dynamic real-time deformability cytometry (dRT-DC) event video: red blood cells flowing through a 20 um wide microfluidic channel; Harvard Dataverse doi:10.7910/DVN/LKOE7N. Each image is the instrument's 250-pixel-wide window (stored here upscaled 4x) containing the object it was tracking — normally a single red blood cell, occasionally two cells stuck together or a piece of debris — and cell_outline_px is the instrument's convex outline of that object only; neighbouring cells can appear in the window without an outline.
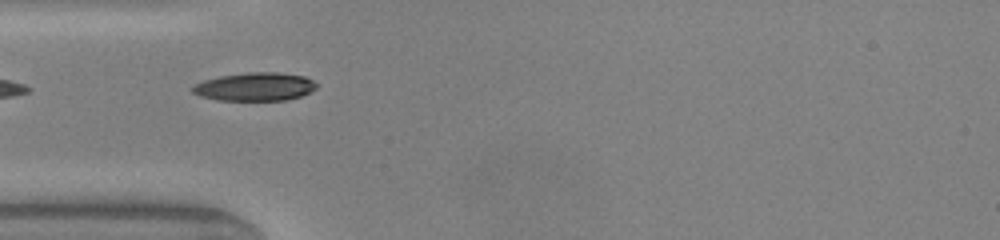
{"species": "common noctule bat (a hibernating species)", "species_latin": "Nyctalus noctula", "temperature_condition": "warm", "stored_images_in_passage": 6, "camera_frame_rate_fps": 3000, "um_per_image_px": 0.085, "animal": {"sex": "male", "body_mass_g": 20.0, "forearm_length_mm": 53.3}, "frame": {"image": 1, "passage_image": 1, "time_ms": 0.0, "image_size_px": [1000, 240], "cell_outline_px": [[316, 88], [300, 96], [284, 100], [220, 100], [200, 96], [192, 92], [192, 88], [196, 84], [204, 80], [220, 76], [248, 72], [280, 72], [304, 76], [312, 80], [316, 84]], "centroid_in_image_um": [21.67, 7.36], "position_along_channel_um": 63.3, "area_um2": 20.23}}
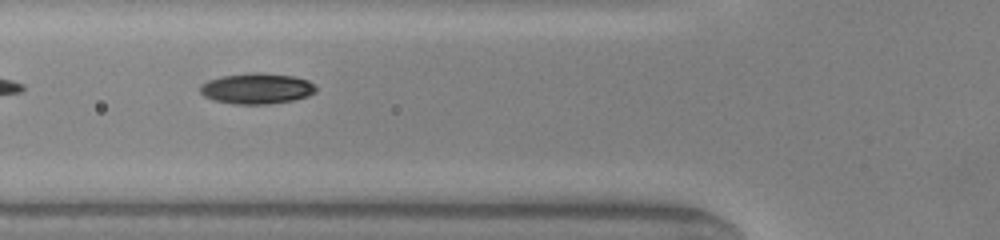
{"frame": {"image": 2, "passage_image": 4, "time_ms": 1.0, "image_size_px": [1000, 240], "cell_outline_px": [[316, 92], [308, 96], [292, 100], [268, 104], [236, 104], [216, 100], [204, 96], [200, 92], [200, 84], [208, 80], [220, 76], [248, 72], [260, 72], [292, 76], [308, 80], [316, 88]], "centroid_in_image_um": [21.81, 7.51], "position_along_channel_um": 104.0, "area_um2": 20.75}}